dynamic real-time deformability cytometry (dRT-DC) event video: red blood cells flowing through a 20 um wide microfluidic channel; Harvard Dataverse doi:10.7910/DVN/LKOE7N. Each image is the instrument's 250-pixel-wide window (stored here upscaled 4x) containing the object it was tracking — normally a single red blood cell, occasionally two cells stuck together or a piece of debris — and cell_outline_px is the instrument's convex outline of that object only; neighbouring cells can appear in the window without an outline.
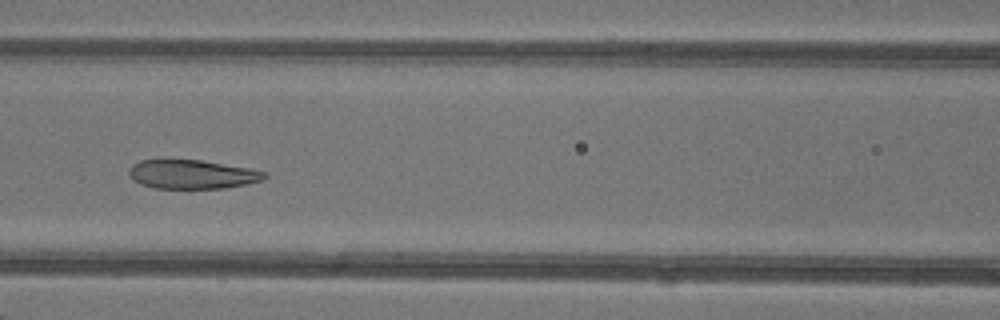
{"species": "common noctule bat (a hibernating species)", "species_latin": "Nyctalus noctula", "temperature_condition": "warm", "stored_images_in_passage": 21, "camera_frame_rate_fps": 3000, "um_per_image_px": 0.085, "animal": {"sex": "female"}, "frame": {"image": 1, "passage_image": 8, "time_ms": 2.333, "image_size_px": [1000, 320], "cell_outline_px": [[268, 176], [264, 180], [248, 184], [224, 188], [156, 188], [140, 184], [128, 172], [132, 164], [140, 160], [160, 156], [200, 160], [252, 168], [268, 172]], "centroid_in_image_um": [16.34, 14.77], "position_along_channel_um": 150.3, "area_um2": 23.76}}
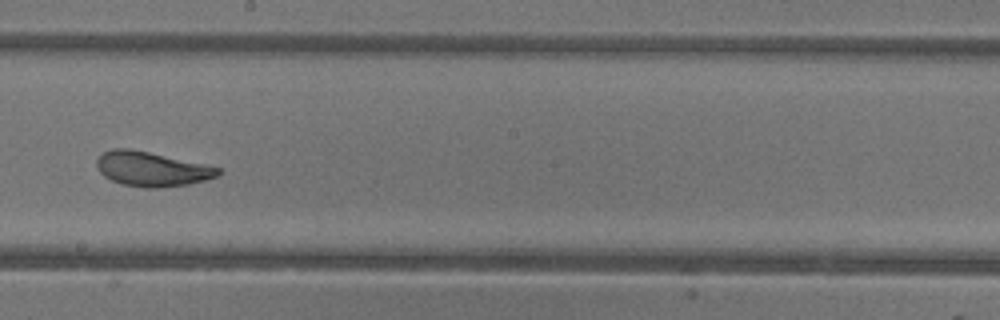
{"frame": {"image": 2, "passage_image": 14, "time_ms": 4.333, "image_size_px": [1000, 320], "cell_outline_px": [[224, 172], [220, 176], [188, 184], [160, 188], [148, 188], [124, 184], [112, 180], [104, 176], [100, 172], [96, 164], [96, 160], [104, 152], [112, 148], [128, 148], [148, 152], [204, 164], [220, 168]], "centroid_in_image_um": [12.92, 14.37], "position_along_channel_um": 235.3, "area_um2": 24.28}}
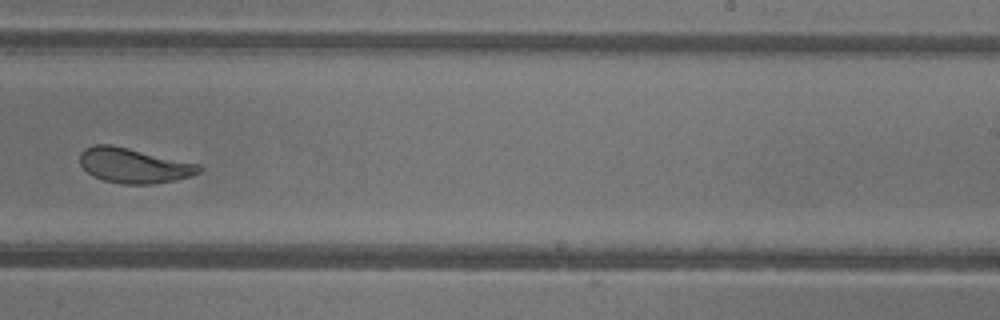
{"frame": {"image": 3, "passage_image": 17, "time_ms": 5.333, "image_size_px": [1000, 320], "cell_outline_px": [[204, 168], [200, 172], [192, 176], [176, 180], [152, 184], [120, 184], [104, 180], [92, 176], [80, 164], [80, 152], [84, 148], [92, 144], [112, 144], [200, 164]], "centroid_in_image_um": [11.38, 14.06], "position_along_channel_um": 277.6, "area_um2": 24.57}}